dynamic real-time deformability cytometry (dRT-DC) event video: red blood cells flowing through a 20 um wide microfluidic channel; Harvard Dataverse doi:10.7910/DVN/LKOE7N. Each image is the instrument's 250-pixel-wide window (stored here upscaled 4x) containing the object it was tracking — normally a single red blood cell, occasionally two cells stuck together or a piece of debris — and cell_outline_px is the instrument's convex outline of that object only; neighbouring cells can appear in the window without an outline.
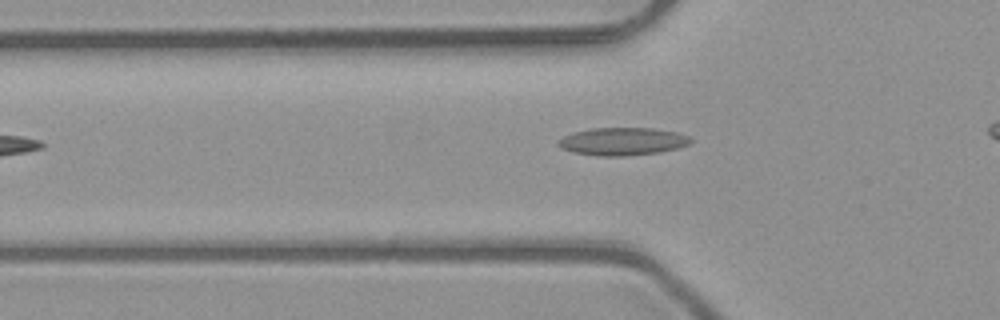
{"species": "common noctule bat (a hibernating species)", "species_latin": "Nyctalus noctula", "temperature_condition": "room temperature", "stored_images_in_passage": 4, "camera_frame_rate_fps": 3000, "um_per_image_px": 0.085, "animal": {"sex": "male", "body_mass_g": 23.1, "forearm_length_mm": 52.7}, "frame": {"image": 1, "passage_image": 2, "time_ms": 0.333, "image_size_px": [1000, 320], "cell_outline_px": [[692, 140], [688, 144], [676, 148], [660, 152], [624, 156], [600, 156], [572, 152], [560, 148], [556, 144], [564, 136], [576, 132], [592, 128], [652, 128], [676, 132], [688, 136]], "centroid_in_image_um": [52.9, 12.02], "position_along_channel_um": 72.9, "area_um2": 21.21}}